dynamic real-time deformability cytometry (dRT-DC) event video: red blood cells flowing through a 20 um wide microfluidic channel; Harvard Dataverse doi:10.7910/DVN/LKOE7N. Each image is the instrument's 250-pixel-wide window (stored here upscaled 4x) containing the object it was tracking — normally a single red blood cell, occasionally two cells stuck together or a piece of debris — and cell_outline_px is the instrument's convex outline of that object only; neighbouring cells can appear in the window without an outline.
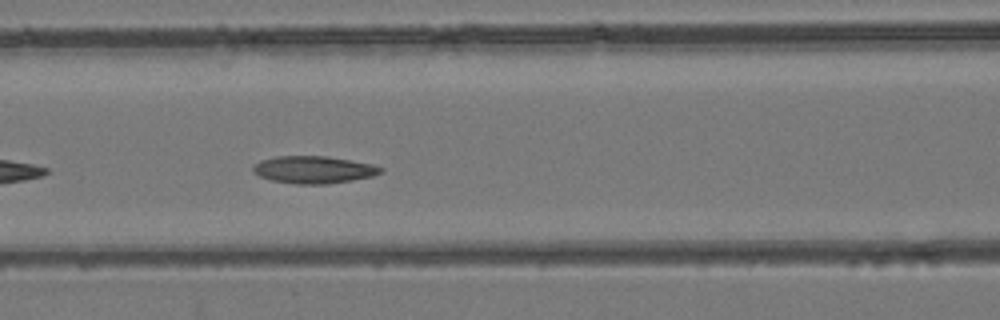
{"species": "common noctule bat (a hibernating species)", "species_latin": "Nyctalus noctula", "temperature_condition": "room temperature", "stored_images_in_passage": 24, "camera_frame_rate_fps": 3000, "um_per_image_px": 0.085, "animal": {"sex": "female", "body_mass_g": 24.6, "forearm_length_mm": 56.2}, "frame": {"image": 1, "passage_image": 7, "time_ms": 2.0, "image_size_px": [1000, 320], "cell_outline_px": [[384, 172], [372, 176], [352, 180], [328, 184], [296, 184], [272, 180], [260, 176], [252, 172], [252, 168], [260, 160], [276, 156], [328, 156], [372, 164], [384, 168]], "centroid_in_image_um": [26.67, 14.42], "position_along_channel_um": 139.9, "area_um2": 20.35}}
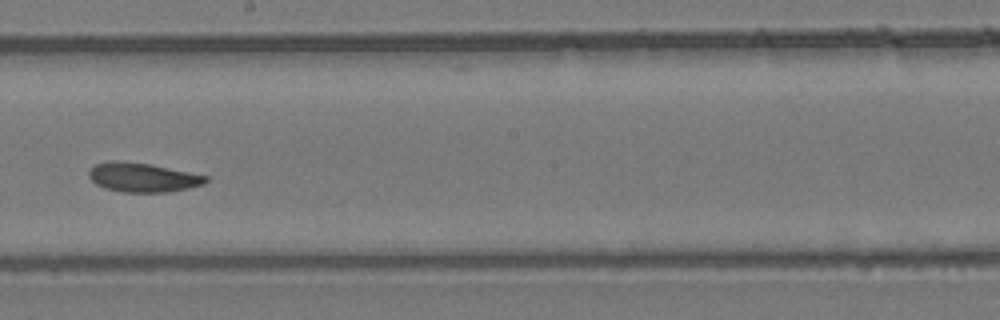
{"frame": {"image": 2, "passage_image": 14, "time_ms": 4.333, "image_size_px": [1000, 320], "cell_outline_px": [[208, 180], [204, 184], [188, 188], [168, 192], [124, 192], [104, 188], [96, 184], [88, 176], [88, 172], [96, 164], [112, 160], [116, 160], [152, 164], [208, 176]], "centroid_in_image_um": [12.13, 15.07], "position_along_channel_um": 236.1, "area_um2": 19.88}}
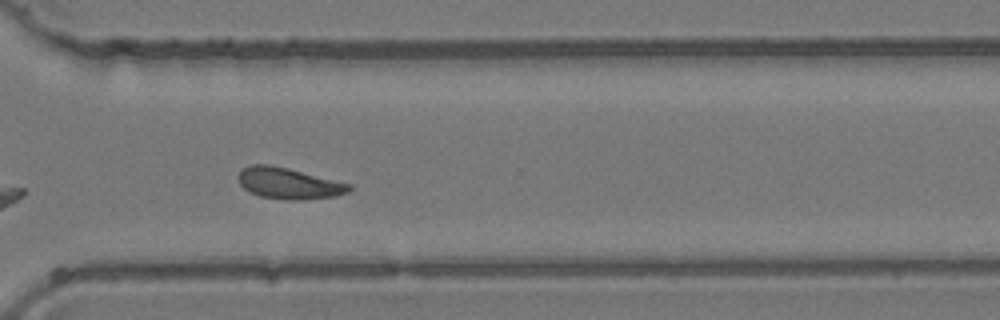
{"frame": {"image": 3, "passage_image": 22, "time_ms": 7.0, "image_size_px": [1000, 320], "cell_outline_px": [[352, 188], [348, 192], [336, 196], [304, 200], [288, 200], [260, 196], [248, 192], [240, 184], [236, 176], [244, 168], [252, 164], [268, 164], [288, 168], [352, 184]], "centroid_in_image_um": [24.54, 15.59], "position_along_channel_um": 346.1, "area_um2": 20.29}}